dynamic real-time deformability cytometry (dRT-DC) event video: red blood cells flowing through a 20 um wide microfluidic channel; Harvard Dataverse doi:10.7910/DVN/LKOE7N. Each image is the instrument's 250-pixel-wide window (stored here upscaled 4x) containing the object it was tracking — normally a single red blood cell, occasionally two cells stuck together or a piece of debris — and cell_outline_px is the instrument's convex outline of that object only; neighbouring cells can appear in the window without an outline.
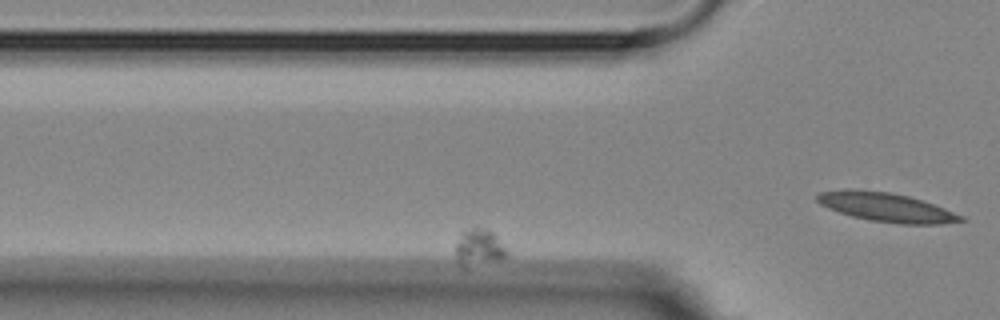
{"species": "Egyptian fruit bat (a non-hibernating species)", "species_latin": "Rousettus aegyptiacus", "temperature_condition": "room temperature", "stored_images_in_passage": 18, "segment_of_instrument_passage": [1, 2], "camera_frame_rate_fps": 3000, "um_per_image_px": 0.085, "animal": {"sex": "female"}, "frame": {"image": 1, "passage_image": 3, "time_ms": 3.333, "image_size_px": [1000, 320], "cell_outline_px": [[508, 256], [500, 260], [468, 268], [464, 268], [456, 260], [456, 244], [460, 232], [472, 228], [480, 228], [492, 232], [508, 248]], "centroid_in_image_um": [40.72, 21.08], "position_along_channel_um": 85.1, "area_um2": 11.27}}